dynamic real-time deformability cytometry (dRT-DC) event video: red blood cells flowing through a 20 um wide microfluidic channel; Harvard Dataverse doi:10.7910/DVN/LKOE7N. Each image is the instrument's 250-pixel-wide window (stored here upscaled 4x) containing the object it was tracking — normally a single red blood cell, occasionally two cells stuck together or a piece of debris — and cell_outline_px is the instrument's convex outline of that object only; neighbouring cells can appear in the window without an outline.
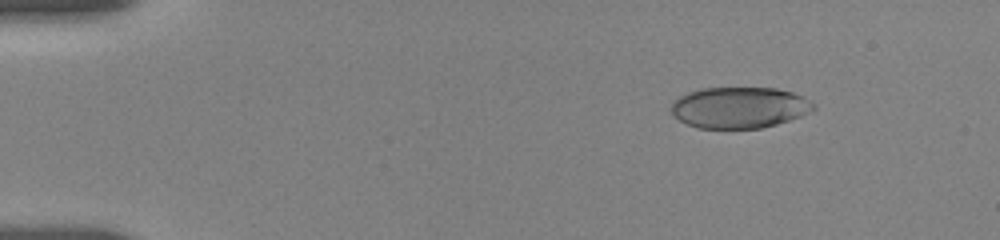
{"species": "human", "species_latin": "Homo sapiens", "temperature_condition": "room temperature", "stored_images_in_passage": 49, "camera_frame_rate_fps": 3000, "um_per_image_px": 0.085, "donor": {"sex": "female"}, "frame": {"image": 1, "passage_image": 6, "time_ms": 2.0, "image_size_px": [1000, 240], "cell_outline_px": [[816, 108], [800, 116], [776, 124], [760, 128], [696, 128], [672, 116], [672, 104], [680, 96], [688, 92], [700, 88], [776, 88], [792, 92], [816, 104]], "centroid_in_image_um": [62.83, 9.14], "position_along_channel_um": 22.2, "area_um2": 33.93}}
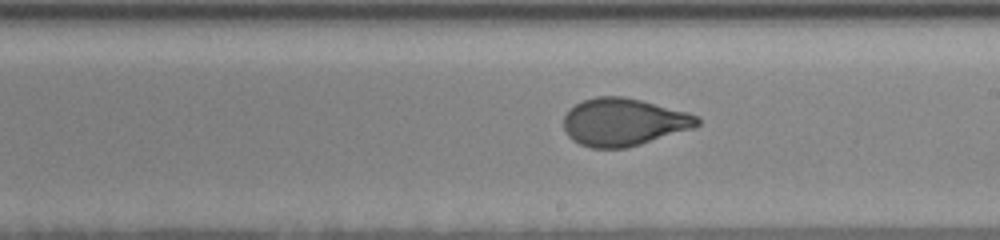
{"frame": {"image": 2, "passage_image": 26, "time_ms": 10.333, "image_size_px": [1000, 240], "cell_outline_px": [[700, 124], [692, 128], [640, 144], [624, 148], [592, 148], [580, 144], [572, 140], [568, 136], [564, 128], [564, 116], [576, 104], [584, 100], [596, 96], [624, 96], [688, 112], [700, 116]], "centroid_in_image_um": [53.01, 10.37], "position_along_channel_um": 236.0, "area_um2": 36.82}}
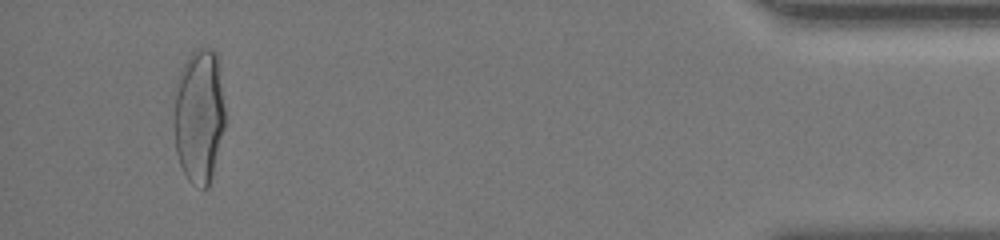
{"frame": {"image": 3, "passage_image": 47, "time_ms": 17.0, "image_size_px": [1000, 240], "cell_outline_px": [[224, 128], [208, 188], [204, 188], [192, 184], [188, 180], [180, 164], [176, 152], [172, 92], [176, 80], [188, 56], [196, 48], [212, 48], [216, 52], [224, 108]], "centroid_in_image_um": [16.88, 9.82], "position_along_channel_um": 418.3, "area_um2": 40.11}, "authors_computed_cell_mechanics": {"area_um2": 36.992, "velocity_mm_per_s": 3.6626, "shape_relaxation_time_tau1_ms": 5.409, "shape_relaxation_time_tau2_ms": 0.6119, "deformation_change_tau1": 0.1904, "deformation_change_tau2": 0.0605}}